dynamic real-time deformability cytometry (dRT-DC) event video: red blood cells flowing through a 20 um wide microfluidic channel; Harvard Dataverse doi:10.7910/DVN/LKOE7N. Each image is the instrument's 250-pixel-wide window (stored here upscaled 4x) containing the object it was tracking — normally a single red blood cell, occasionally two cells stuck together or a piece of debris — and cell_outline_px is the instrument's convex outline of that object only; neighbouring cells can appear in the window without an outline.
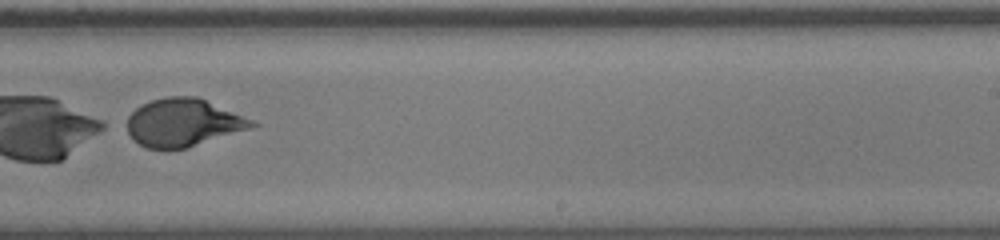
{"species": "human", "species_latin": "Homo sapiens", "temperature_condition": "room temperature", "stored_images_in_passage": 41, "camera_frame_rate_fps": 3000, "um_per_image_px": 0.085, "donor": {"sex": "male"}, "frame": {"image": 1, "passage_image": 27, "time_ms": 8.667, "image_size_px": [1000, 240], "cell_outline_px": [[260, 124], [188, 148], [148, 148], [140, 144], [128, 132], [128, 116], [136, 108], [152, 100], [168, 96], [196, 96], [252, 120]], "centroid_in_image_um": [15.55, 10.41], "position_along_channel_um": 273.4, "area_um2": 33.93}}